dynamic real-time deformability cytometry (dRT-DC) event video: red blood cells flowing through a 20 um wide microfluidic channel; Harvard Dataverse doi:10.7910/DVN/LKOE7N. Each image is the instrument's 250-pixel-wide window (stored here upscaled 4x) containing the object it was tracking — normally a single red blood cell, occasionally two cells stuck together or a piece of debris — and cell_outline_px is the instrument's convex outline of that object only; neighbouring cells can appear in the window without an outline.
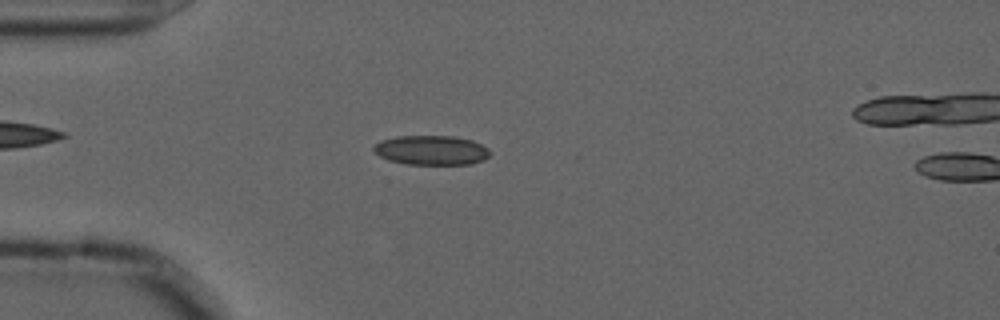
{"species": "common noctule bat (a hibernating species)", "species_latin": "Nyctalus noctula", "temperature_condition": "cold", "stored_images_in_passage": 16, "camera_frame_rate_fps": 3000, "um_per_image_px": 0.085, "animal": {"sex": "male", "forearm_length_mm": 52.5}, "frame": {"image": 1, "passage_image": 14, "time_ms": 4.333, "image_size_px": [1000, 320], "cell_outline_px": [[492, 152], [484, 160], [472, 164], [408, 164], [388, 160], [380, 156], [372, 148], [380, 140], [396, 136], [452, 136], [472, 140], [488, 148]], "centroid_in_image_um": [36.68, 12.76], "position_along_channel_um": 48.3, "area_um2": 20.0}}